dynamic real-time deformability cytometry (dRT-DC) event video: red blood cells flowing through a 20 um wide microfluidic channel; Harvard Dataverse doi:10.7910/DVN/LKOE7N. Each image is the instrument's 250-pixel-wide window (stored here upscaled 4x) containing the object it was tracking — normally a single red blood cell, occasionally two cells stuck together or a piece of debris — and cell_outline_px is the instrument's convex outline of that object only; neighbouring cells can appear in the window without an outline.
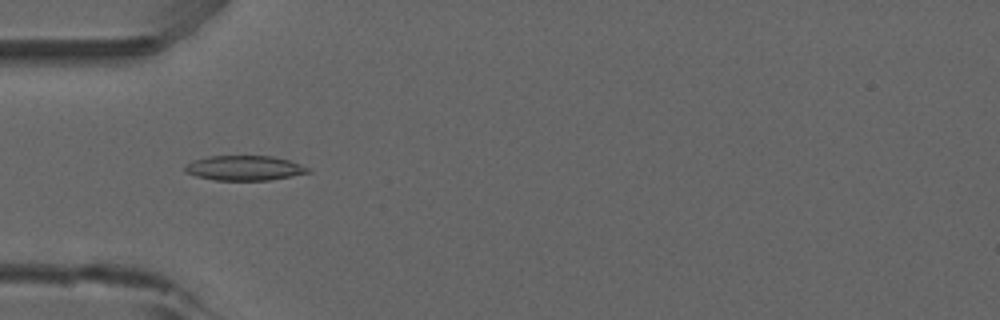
{"species": "common noctule bat (a hibernating species)", "species_latin": "Nyctalus noctula", "temperature_condition": "room temperature", "stored_images_in_passage": 51, "camera_frame_rate_fps": 3000, "um_per_image_px": 0.085, "animal": {"sex": "male", "forearm_length_mm": 52.5}, "frame": {"image": 1, "passage_image": 15, "time_ms": 4.667, "image_size_px": [1000, 320], "cell_outline_px": [[312, 172], [268, 180], [216, 180], [196, 176], [184, 172], [184, 164], [192, 160], [208, 156], [272, 156], [288, 160], [300, 164], [308, 168]], "centroid_in_image_um": [20.72, 14.28], "position_along_channel_um": 64.3, "area_um2": 17.8}}
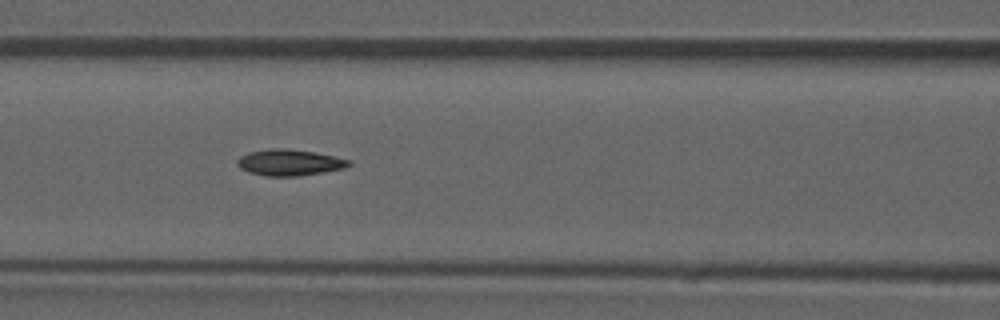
{"frame": {"image": 2, "passage_image": 21, "time_ms": 6.667, "image_size_px": [1000, 320], "cell_outline_px": [[352, 164], [344, 168], [296, 176], [264, 176], [248, 172], [240, 168], [236, 164], [236, 160], [240, 156], [248, 152], [272, 148], [288, 148], [312, 152], [352, 160]], "centroid_in_image_um": [24.55, 13.81], "position_along_channel_um": 142.0, "area_um2": 16.99}}
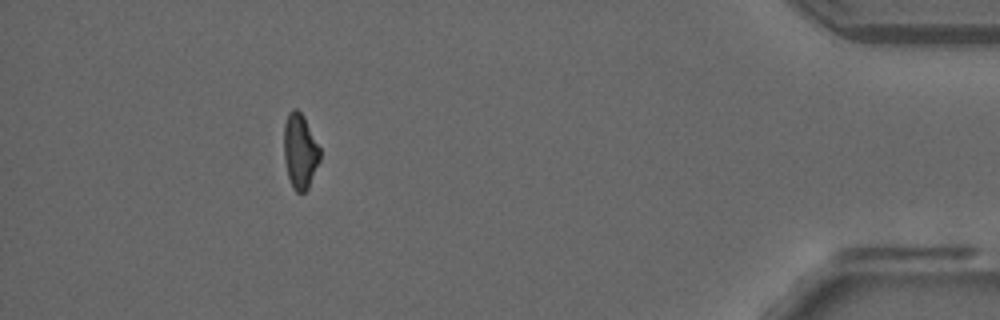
{"frame": {"image": 3, "passage_image": 46, "time_ms": 15.0, "image_size_px": [1000, 320], "cell_outline_px": [[320, 160], [308, 188], [304, 192], [296, 192], [292, 188], [288, 176], [284, 156], [284, 124], [288, 112], [292, 108], [296, 108], [304, 116], [320, 148]], "centroid_in_image_um": [25.5, 12.83], "position_along_channel_um": 409.7, "area_um2": 15.78}, "authors_computed_cell_mechanics": {"area_um2": 16.473, "velocity_mm_per_s": 3.9091, "shape_relaxation_time_tau1_ms": 7.9551, "shape_relaxation_time_tau2_ms": 4.9309, "deformation_change_tau1": 0.1814, "deformation_change_tau2": 0.1131}}